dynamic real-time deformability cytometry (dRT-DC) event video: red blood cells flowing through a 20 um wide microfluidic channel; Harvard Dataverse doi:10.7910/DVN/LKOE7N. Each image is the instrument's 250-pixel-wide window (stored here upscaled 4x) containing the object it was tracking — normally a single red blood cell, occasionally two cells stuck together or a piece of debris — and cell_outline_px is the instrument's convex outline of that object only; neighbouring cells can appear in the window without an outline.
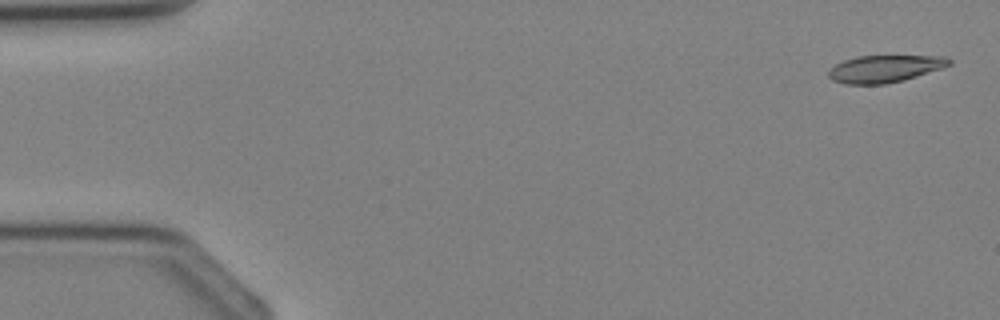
{"species": "Egyptian fruit bat (a non-hibernating species)", "species_latin": "Rousettus aegyptiacus", "temperature_condition": "cold", "stored_images_in_passage": 4, "camera_frame_rate_fps": 3000, "um_per_image_px": 0.085, "animal": {"sex": "female"}, "frame": {"image": 1, "passage_image": 1, "time_ms": 0.0, "image_size_px": [1000, 320], "cell_outline_px": [[952, 64], [944, 68], [904, 80], [884, 84], [844, 84], [832, 80], [828, 76], [828, 72], [836, 64], [844, 60], [856, 56], [944, 56], [952, 60]], "centroid_in_image_um": [75.23, 5.84], "position_along_channel_um": 9.8, "area_um2": 19.19}}
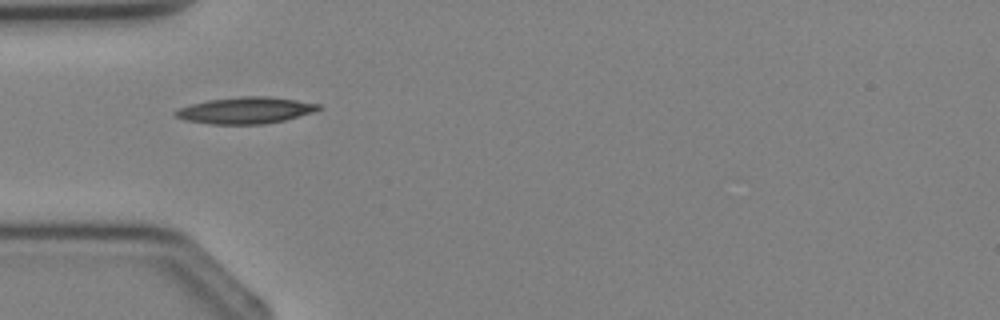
{"frame": {"image": 2, "passage_image": 3, "time_ms": 3.333, "image_size_px": [1000, 320], "cell_outline_px": [[324, 108], [316, 112], [284, 120], [264, 124], [208, 124], [184, 120], [176, 116], [172, 112], [180, 108], [192, 104], [208, 100], [240, 96], [268, 96], [296, 100], [320, 104]], "centroid_in_image_um": [20.91, 9.38], "position_along_channel_um": 64.1, "area_um2": 22.25}}
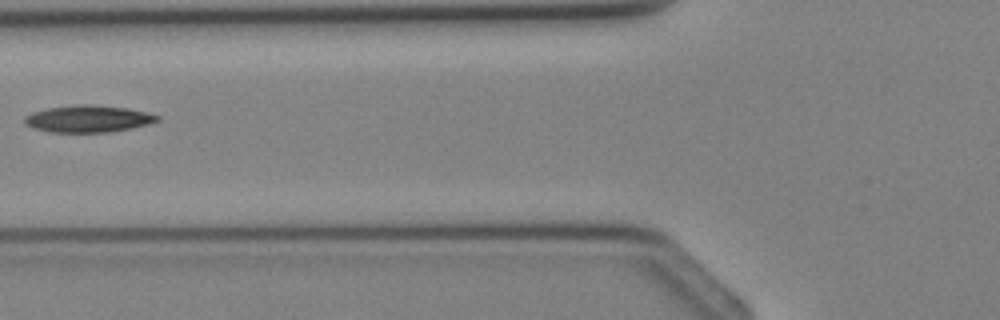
{"frame": {"image": 3, "passage_image": 4, "time_ms": 4.333, "image_size_px": [1000, 320], "cell_outline_px": [[160, 120], [148, 124], [132, 128], [108, 132], [48, 132], [32, 128], [24, 124], [24, 116], [32, 112], [48, 108], [84, 104], [88, 104], [128, 108], [160, 116]], "centroid_in_image_um": [7.46, 10.1], "position_along_channel_um": 118.3, "area_um2": 20.81}}